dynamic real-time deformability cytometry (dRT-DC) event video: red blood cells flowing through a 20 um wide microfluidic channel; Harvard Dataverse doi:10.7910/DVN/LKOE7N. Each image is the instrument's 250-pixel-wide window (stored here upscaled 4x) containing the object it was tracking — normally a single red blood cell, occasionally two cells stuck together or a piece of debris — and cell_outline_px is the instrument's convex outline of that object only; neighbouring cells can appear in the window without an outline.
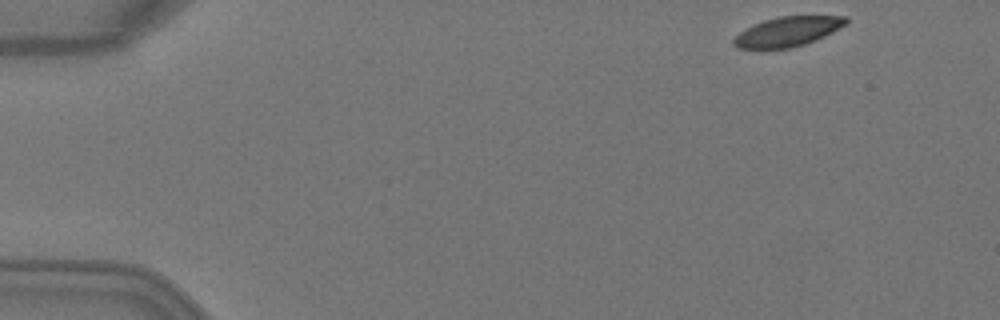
{"species": "Egyptian fruit bat (a non-hibernating species)", "species_latin": "Rousettus aegyptiacus", "temperature_condition": "warm", "stored_images_in_passage": 3, "camera_frame_rate_fps": 3000, "um_per_image_px": 0.085, "animal": {"sex": "female"}, "frame": {"image": 1, "passage_image": 1, "time_ms": 0.0, "image_size_px": [1000, 320], "cell_outline_px": [[848, 20], [844, 24], [832, 32], [816, 40], [792, 48], [736, 48], [732, 44], [732, 40], [740, 32], [764, 20], [780, 16], [848, 16]], "centroid_in_image_um": [66.94, 2.68], "position_along_channel_um": 18.1, "area_um2": 19.07}}
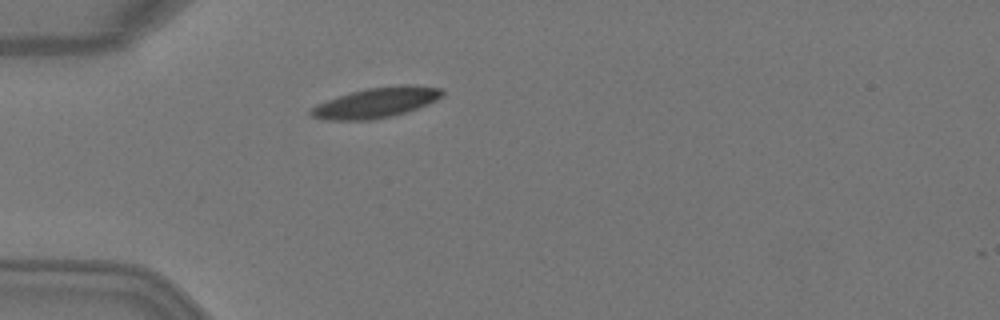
{"frame": {"image": 2, "passage_image": 3, "time_ms": 0.667, "image_size_px": [1000, 320], "cell_outline_px": [[444, 92], [436, 100], [416, 108], [392, 116], [372, 120], [332, 120], [312, 116], [308, 112], [316, 104], [352, 92], [368, 88], [396, 84], [412, 84], [444, 88]], "centroid_in_image_um": [32.01, 8.7], "position_along_channel_um": 53.0, "area_um2": 22.95}}